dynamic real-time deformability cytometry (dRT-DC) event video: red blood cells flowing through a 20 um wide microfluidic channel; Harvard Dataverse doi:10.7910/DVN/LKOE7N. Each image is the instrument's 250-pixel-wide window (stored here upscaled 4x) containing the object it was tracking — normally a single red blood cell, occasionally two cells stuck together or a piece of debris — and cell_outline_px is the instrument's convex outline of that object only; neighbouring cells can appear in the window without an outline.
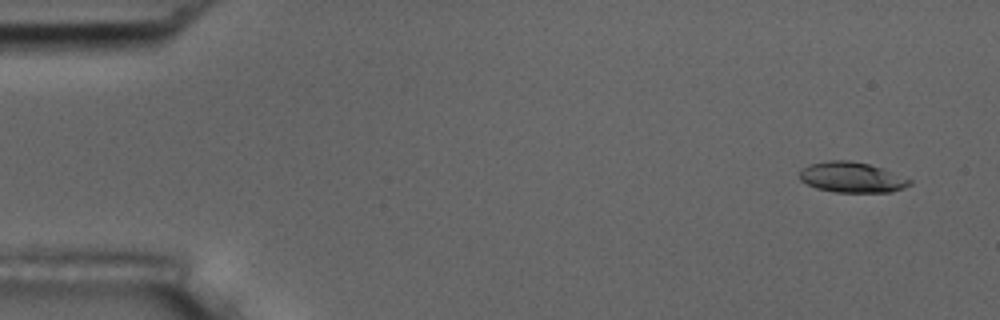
{"species": "common noctule bat (a hibernating species)", "species_latin": "Nyctalus noctula", "temperature_condition": "room temperature", "stored_images_in_passage": 4, "camera_frame_rate_fps": 3000, "um_per_image_px": 0.085, "animal": {"sex": "male", "body_mass_g": 17.5, "forearm_length_mm": 52.3}, "frame": {"image": 1, "passage_image": 1, "time_ms": 0.0, "image_size_px": [1000, 320], "cell_outline_px": [[912, 184], [904, 188], [892, 192], [836, 192], [816, 188], [800, 180], [800, 168], [812, 164], [828, 160], [852, 160], [884, 168], [912, 180]], "centroid_in_image_um": [72.43, 15.07], "position_along_channel_um": 12.6, "area_um2": 19.65}}
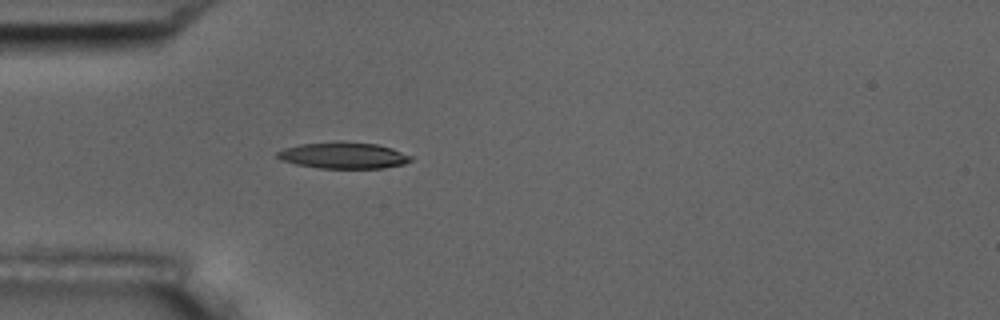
{"frame": {"image": 2, "passage_image": 4, "time_ms": 4.333, "image_size_px": [1000, 320], "cell_outline_px": [[412, 160], [404, 164], [384, 168], [320, 168], [296, 164], [280, 160], [276, 156], [276, 152], [284, 148], [300, 144], [340, 140], [376, 144], [392, 148], [412, 156]], "centroid_in_image_um": [29.18, 13.2], "position_along_channel_um": 55.8, "area_um2": 20.75}}